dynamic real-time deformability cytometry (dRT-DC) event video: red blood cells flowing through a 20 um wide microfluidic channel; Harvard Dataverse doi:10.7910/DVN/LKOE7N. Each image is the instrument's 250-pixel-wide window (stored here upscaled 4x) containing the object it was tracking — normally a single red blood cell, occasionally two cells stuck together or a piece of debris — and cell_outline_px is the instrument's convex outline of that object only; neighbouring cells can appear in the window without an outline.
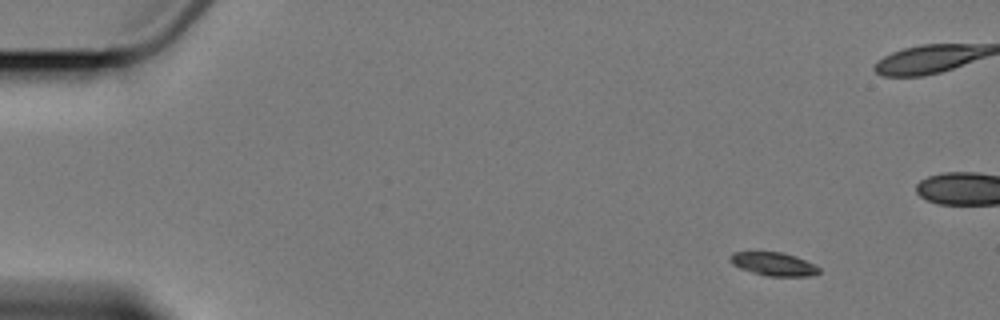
{"species": "Egyptian fruit bat (a non-hibernating species)", "species_latin": "Rousettus aegyptiacus", "temperature_condition": "cold", "stored_images_in_passage": 6, "camera_frame_rate_fps": 3000, "um_per_image_px": 0.085, "animal": {"sex": "female"}, "frame": {"image": 1, "passage_image": 1, "time_ms": 0.0, "image_size_px": [1000, 320], "cell_outline_px": [[820, 272], [812, 276], [768, 276], [752, 272], [740, 268], [732, 264], [728, 260], [728, 256], [732, 252], [784, 252], [796, 256], [820, 268]], "centroid_in_image_um": [65.72, 22.43], "position_along_channel_um": 19.3, "area_um2": 12.14}}